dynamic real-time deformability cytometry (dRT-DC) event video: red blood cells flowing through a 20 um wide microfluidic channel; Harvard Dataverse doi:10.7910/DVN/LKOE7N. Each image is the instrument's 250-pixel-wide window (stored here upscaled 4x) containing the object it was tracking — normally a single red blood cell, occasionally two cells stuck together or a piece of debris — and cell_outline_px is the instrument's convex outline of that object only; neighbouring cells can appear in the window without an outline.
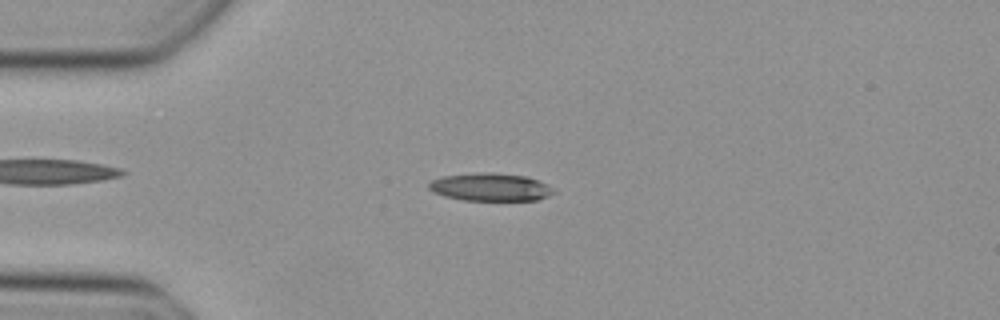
{"species": "Egyptian fruit bat (a non-hibernating species)", "species_latin": "Rousettus aegyptiacus", "temperature_condition": "cold", "stored_images_in_passage": 48, "camera_frame_rate_fps": 3000, "um_per_image_px": 0.085, "animal": {"sex": "female"}, "frame": {"image": 1, "passage_image": 12, "time_ms": 3.667, "image_size_px": [1000, 320], "cell_outline_px": [[556, 192], [548, 196], [536, 200], [464, 200], [444, 196], [428, 188], [428, 184], [432, 180], [444, 176], [480, 172], [492, 172], [528, 176], [552, 188]], "centroid_in_image_um": [41.68, 15.89], "position_along_channel_um": 43.3, "area_um2": 20.06}}
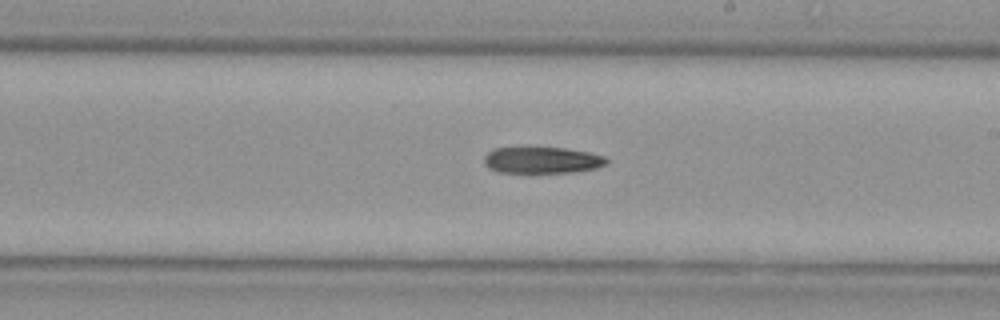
{"frame": {"image": 2, "passage_image": 28, "time_ms": 9.0, "image_size_px": [1000, 320], "cell_outline_px": [[608, 164], [596, 168], [572, 172], [496, 172], [488, 168], [484, 164], [484, 156], [492, 148], [564, 148], [588, 152], [604, 156], [608, 160]], "centroid_in_image_um": [46.06, 13.61], "position_along_channel_um": 242.9, "area_um2": 18.79}}
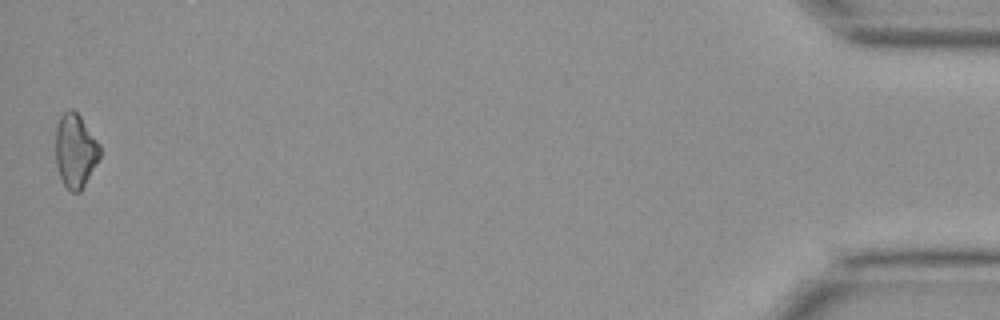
{"frame": {"image": 3, "passage_image": 48, "time_ms": 15.667, "image_size_px": [1000, 320], "cell_outline_px": [[100, 160], [80, 192], [72, 192], [64, 184], [60, 176], [56, 164], [56, 124], [60, 116], [68, 108], [72, 108], [80, 116], [100, 144]], "centroid_in_image_um": [6.41, 12.8], "position_along_channel_um": 428.8, "area_um2": 19.19}}